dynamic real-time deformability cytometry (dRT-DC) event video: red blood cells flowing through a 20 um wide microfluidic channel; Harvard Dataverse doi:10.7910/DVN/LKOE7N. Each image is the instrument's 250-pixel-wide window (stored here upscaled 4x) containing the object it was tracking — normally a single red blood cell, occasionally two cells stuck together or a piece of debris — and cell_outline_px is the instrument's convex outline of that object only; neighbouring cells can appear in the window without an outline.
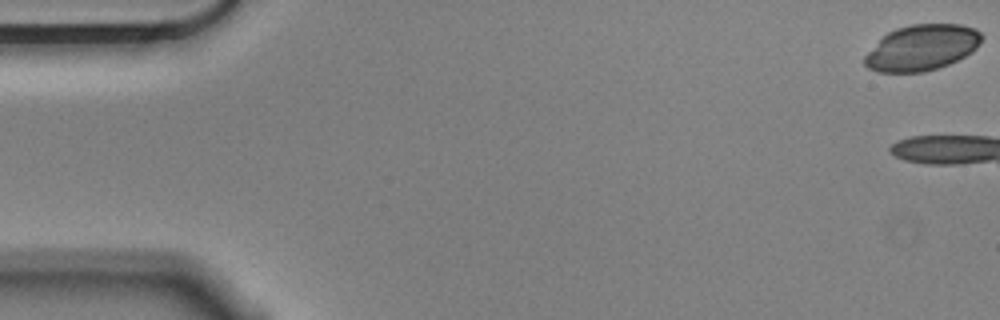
{"species": "Egyptian fruit bat (a non-hibernating species)", "species_latin": "Rousettus aegyptiacus", "temperature_condition": "cold", "stored_images_in_passage": 13, "camera_frame_rate_fps": 3000, "um_per_image_px": 0.085, "animal": {"sex": "male"}, "frame": {"image": 1, "passage_image": 1, "time_ms": 0.0, "image_size_px": [1000, 320], "cell_outline_px": [[984, 36], [976, 48], [972, 52], [948, 64], [924, 72], [880, 72], [868, 68], [864, 64], [864, 56], [888, 32], [896, 28], [912, 24], [960, 24], [976, 28]], "centroid_in_image_um": [78.38, 4.04], "position_along_channel_um": 6.6, "area_um2": 31.04}}